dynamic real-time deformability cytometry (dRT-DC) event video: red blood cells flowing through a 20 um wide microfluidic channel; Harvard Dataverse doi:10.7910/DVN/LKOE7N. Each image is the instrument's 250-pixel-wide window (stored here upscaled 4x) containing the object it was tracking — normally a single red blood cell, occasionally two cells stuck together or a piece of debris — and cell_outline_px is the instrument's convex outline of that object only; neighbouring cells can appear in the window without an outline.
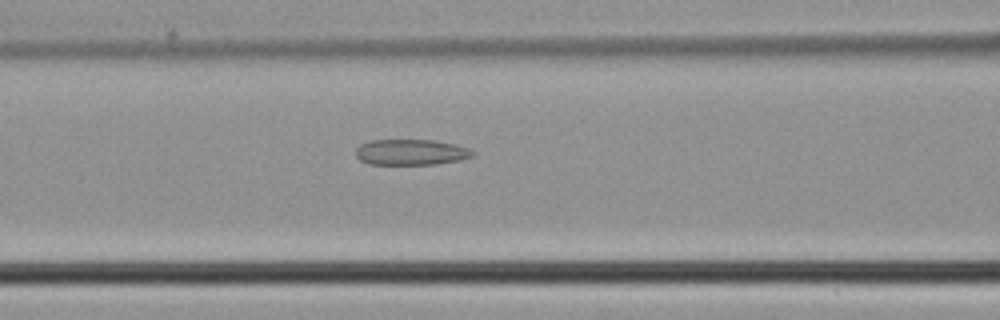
{"species": "common noctule bat (a hibernating species)", "species_latin": "Nyctalus noctula", "temperature_condition": "cold", "stored_images_in_passage": 32, "camera_frame_rate_fps": 3000, "um_per_image_px": 0.085, "animal": {"sex": "male", "body_mass_g": 21.5, "forearm_length_mm": 52.0}, "frame": {"image": 1, "passage_image": 5, "time_ms": 1.333, "image_size_px": [1000, 320], "cell_outline_px": [[476, 152], [472, 156], [460, 160], [436, 164], [368, 164], [360, 160], [356, 156], [356, 148], [360, 144], [368, 140], [432, 140], [456, 144], [468, 148]], "centroid_in_image_um": [34.92, 12.93], "position_along_channel_um": 131.7, "area_um2": 17.63}}
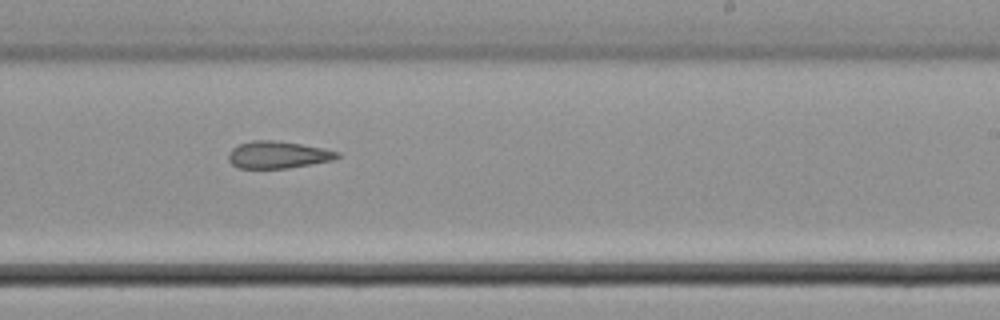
{"frame": {"image": 2, "passage_image": 14, "time_ms": 4.333, "image_size_px": [1000, 320], "cell_outline_px": [[340, 156], [332, 160], [288, 168], [236, 168], [228, 160], [228, 152], [232, 148], [240, 144], [252, 140], [272, 140], [300, 144], [324, 148], [340, 152]], "centroid_in_image_um": [23.59, 13.16], "position_along_channel_um": 265.4, "area_um2": 17.17}}
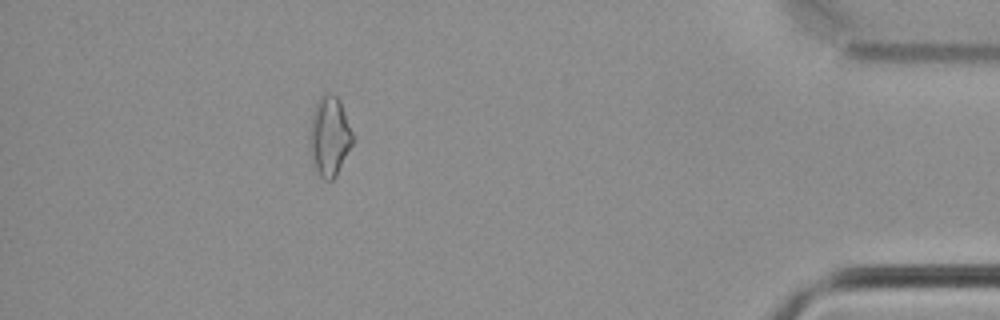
{"frame": {"image": 3, "passage_image": 27, "time_ms": 8.667, "image_size_px": [1000, 320], "cell_outline_px": [[356, 140], [336, 176], [332, 180], [324, 180], [320, 176], [312, 160], [308, 140], [308, 136], [312, 116], [316, 104], [320, 96], [324, 92], [328, 92], [336, 96], [340, 100]], "centroid_in_image_um": [28.03, 11.58], "position_along_channel_um": 407.2, "area_um2": 20.35}}